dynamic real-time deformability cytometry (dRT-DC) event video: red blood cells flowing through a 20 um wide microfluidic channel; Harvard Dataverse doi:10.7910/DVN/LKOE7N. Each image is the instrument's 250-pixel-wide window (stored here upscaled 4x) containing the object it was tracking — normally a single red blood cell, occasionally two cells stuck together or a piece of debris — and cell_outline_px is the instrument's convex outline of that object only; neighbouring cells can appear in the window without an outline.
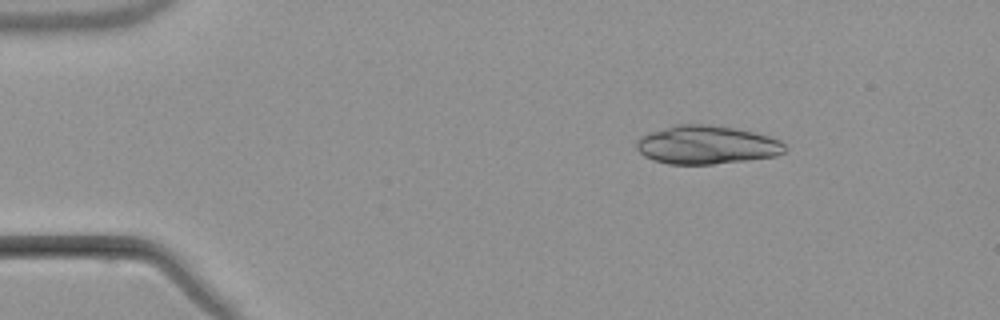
{"species": "common noctule bat (a hibernating species)", "species_latin": "Nyctalus noctula", "temperature_condition": "warm", "stored_images_in_passage": 3, "camera_frame_rate_fps": 3000, "um_per_image_px": 0.085, "animal": {"sex": "male", "body_mass_g": 21.5, "forearm_length_mm": 52.0}, "frame": {"image": 1, "passage_image": 1, "time_ms": 0.0, "image_size_px": [1000, 320], "cell_outline_px": [[784, 152], [776, 156], [748, 160], [712, 164], [668, 164], [652, 160], [644, 156], [636, 148], [636, 140], [640, 136], [676, 124], [704, 124], [732, 128], [756, 132], [780, 140], [784, 144]], "centroid_in_image_um": [60.04, 12.32], "position_along_channel_um": 25.0, "area_um2": 33.18}}